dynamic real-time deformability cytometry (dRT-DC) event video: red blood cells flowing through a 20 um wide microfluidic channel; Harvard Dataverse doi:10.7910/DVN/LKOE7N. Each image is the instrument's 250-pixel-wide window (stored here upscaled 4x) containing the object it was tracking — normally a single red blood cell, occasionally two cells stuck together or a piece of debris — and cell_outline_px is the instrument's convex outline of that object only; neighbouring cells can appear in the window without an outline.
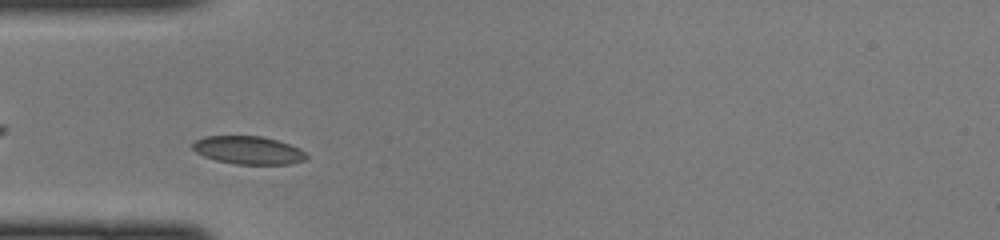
{"species": "common noctule bat (a hibernating species)", "species_latin": "Nyctalus noctula", "temperature_condition": "cold", "stored_images_in_passage": 31, "camera_frame_rate_fps": 3000, "um_per_image_px": 0.085, "animal": {"sex": "female", "body_mass_g": 22.0, "forearm_length_mm": 56.7}, "frame": {"image": 1, "passage_image": 4, "time_ms": 1.0, "image_size_px": [1000, 240], "cell_outline_px": [[308, 156], [304, 160], [292, 164], [236, 164], [216, 160], [204, 156], [196, 152], [192, 148], [192, 144], [196, 140], [204, 136], [260, 136], [276, 140], [300, 148]], "centroid_in_image_um": [21.1, 12.77], "position_along_channel_um": 63.9, "area_um2": 18.5}}
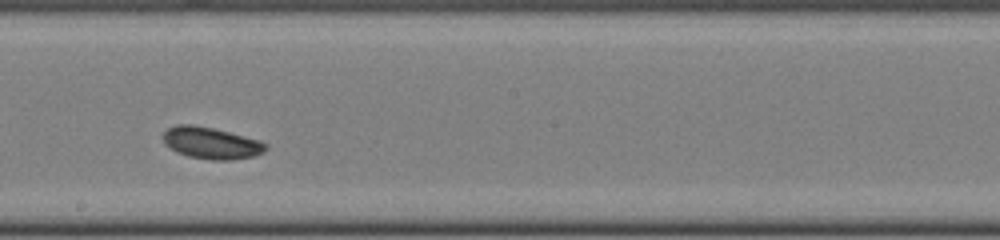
{"frame": {"image": 2, "passage_image": 16, "time_ms": 5.0, "image_size_px": [1000, 240], "cell_outline_px": [[268, 148], [264, 152], [256, 156], [232, 160], [212, 160], [188, 156], [176, 152], [164, 144], [164, 132], [168, 128], [176, 124], [192, 124], [212, 128], [260, 140], [268, 144]], "centroid_in_image_um": [17.97, 12.16], "position_along_channel_um": 230.2, "area_um2": 19.07}}
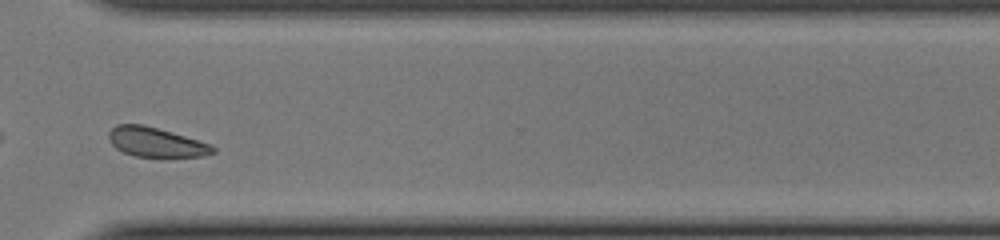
{"frame": {"image": 3, "passage_image": 25, "time_ms": 8.0, "image_size_px": [1000, 240], "cell_outline_px": [[216, 152], [204, 156], [160, 160], [132, 156], [116, 148], [108, 140], [108, 132], [116, 124], [144, 124], [212, 144], [216, 148]], "centroid_in_image_um": [13.29, 12.15], "position_along_channel_um": 357.3, "area_um2": 18.9}}